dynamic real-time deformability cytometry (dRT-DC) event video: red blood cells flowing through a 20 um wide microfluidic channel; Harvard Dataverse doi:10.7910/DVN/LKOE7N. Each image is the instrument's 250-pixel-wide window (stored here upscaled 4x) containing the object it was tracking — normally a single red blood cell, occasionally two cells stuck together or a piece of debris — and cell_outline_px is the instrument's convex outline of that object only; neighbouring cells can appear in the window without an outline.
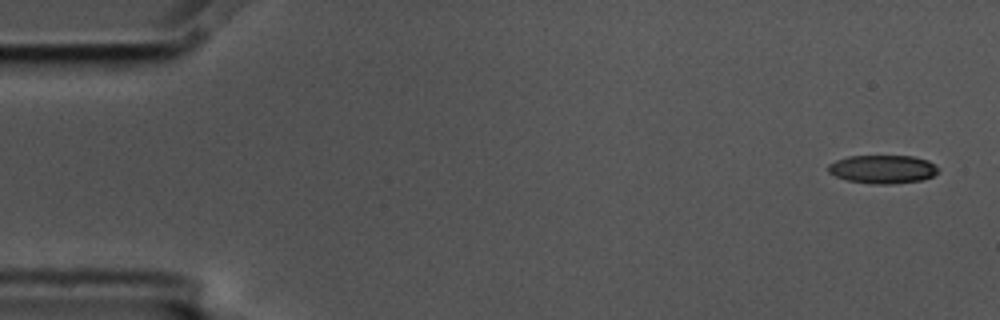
{"species": "common noctule bat (a hibernating species)", "species_latin": "Nyctalus noctula", "temperature_condition": "cold", "stored_images_in_passage": 5, "camera_frame_rate_fps": 3000, "um_per_image_px": 0.085, "animal": {"sex": "male", "body_mass_g": 17.5, "forearm_length_mm": 52.3}, "frame": {"image": 1, "passage_image": 1, "time_ms": 0.0, "image_size_px": [1000, 320], "cell_outline_px": [[940, 168], [932, 176], [920, 180], [892, 184], [872, 184], [848, 180], [836, 176], [828, 172], [828, 164], [836, 160], [848, 156], [912, 156], [928, 160], [936, 164]], "centroid_in_image_um": [75.03, 14.37], "position_along_channel_um": 10.0, "area_um2": 18.21}}